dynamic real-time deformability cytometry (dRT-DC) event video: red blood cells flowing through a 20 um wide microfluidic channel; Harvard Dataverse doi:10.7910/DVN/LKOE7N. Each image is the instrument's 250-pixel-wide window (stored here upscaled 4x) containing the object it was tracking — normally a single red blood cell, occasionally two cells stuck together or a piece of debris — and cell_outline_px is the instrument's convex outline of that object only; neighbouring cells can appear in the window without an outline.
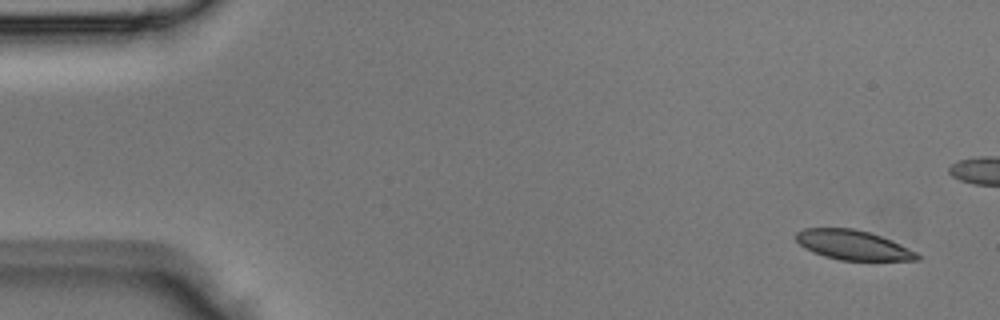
{"species": "Egyptian fruit bat (a non-hibernating species)", "species_latin": "Rousettus aegyptiacus", "temperature_condition": "room temperature", "stored_images_in_passage": 7, "camera_frame_rate_fps": 3000, "um_per_image_px": 0.085, "animal": {"sex": "male"}, "frame": {"image": 1, "passage_image": 1, "time_ms": 0.0, "image_size_px": [1000, 320], "cell_outline_px": [[920, 260], [840, 260], [824, 256], [804, 248], [796, 240], [796, 232], [804, 228], [852, 228], [868, 232], [892, 240], [916, 252], [920, 256]], "centroid_in_image_um": [72.49, 20.82], "position_along_channel_um": 12.5, "area_um2": 20.75}}
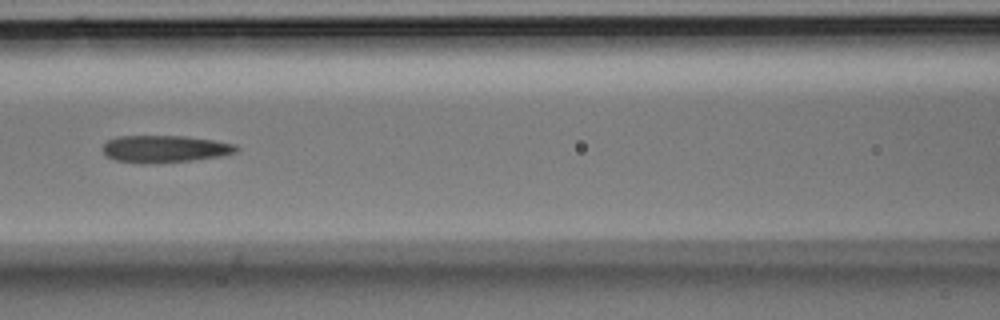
{"frame": {"image": 2, "passage_image": 6, "time_ms": 1.667, "image_size_px": [1000, 320], "cell_outline_px": [[240, 148], [236, 152], [220, 156], [192, 160], [148, 164], [140, 164], [116, 160], [108, 156], [104, 152], [104, 144], [108, 140], [116, 136], [184, 136], [216, 140], [236, 144]], "centroid_in_image_um": [14.04, 12.65], "position_along_channel_um": 152.6, "area_um2": 21.21}}
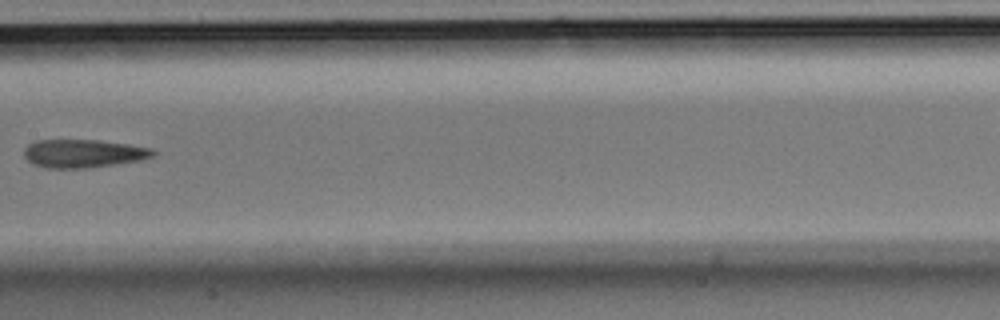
{"frame": {"image": 3, "passage_image": 7, "time_ms": 2.0, "image_size_px": [1000, 320], "cell_outline_px": [[156, 152], [152, 156], [140, 160], [88, 168], [44, 168], [32, 164], [24, 156], [24, 148], [28, 144], [36, 140], [96, 140], [152, 148]], "centroid_in_image_um": [7.02, 13.05], "position_along_channel_um": 200.4, "area_um2": 21.1}}